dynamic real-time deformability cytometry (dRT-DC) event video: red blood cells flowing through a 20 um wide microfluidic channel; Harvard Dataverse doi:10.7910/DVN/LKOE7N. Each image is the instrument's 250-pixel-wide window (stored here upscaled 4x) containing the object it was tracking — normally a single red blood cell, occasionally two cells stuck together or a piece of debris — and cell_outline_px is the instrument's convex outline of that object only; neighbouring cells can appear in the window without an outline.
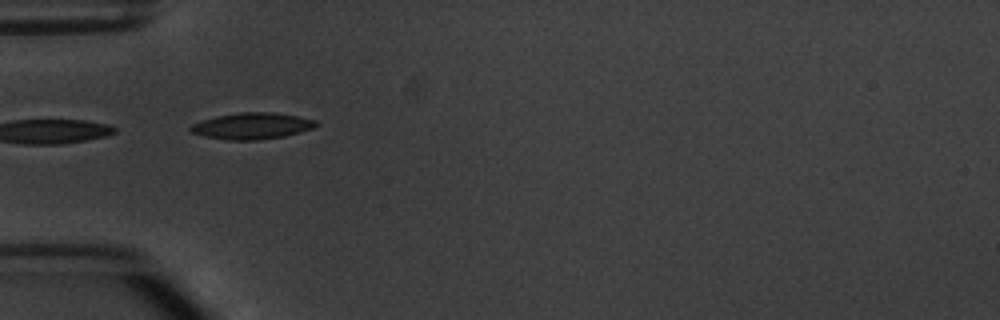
{"species": "common noctule bat (a hibernating species)", "species_latin": "Nyctalus noctula", "temperature_condition": "warm", "stored_images_in_passage": 2, "camera_frame_rate_fps": 3000, "um_per_image_px": 0.085, "animal": {"sex": "male", "body_mass_g": 20.1, "forearm_length_mm": 53.5}, "frame": {"image": 1, "passage_image": 2, "time_ms": 1.333, "image_size_px": [1000, 320], "cell_outline_px": [[316, 128], [284, 136], [256, 140], [228, 140], [204, 136], [192, 132], [188, 128], [192, 124], [216, 116], [240, 112], [272, 112], [296, 116], [316, 120]], "centroid_in_image_um": [21.43, 10.7], "position_along_channel_um": 63.6, "area_um2": 19.13}}